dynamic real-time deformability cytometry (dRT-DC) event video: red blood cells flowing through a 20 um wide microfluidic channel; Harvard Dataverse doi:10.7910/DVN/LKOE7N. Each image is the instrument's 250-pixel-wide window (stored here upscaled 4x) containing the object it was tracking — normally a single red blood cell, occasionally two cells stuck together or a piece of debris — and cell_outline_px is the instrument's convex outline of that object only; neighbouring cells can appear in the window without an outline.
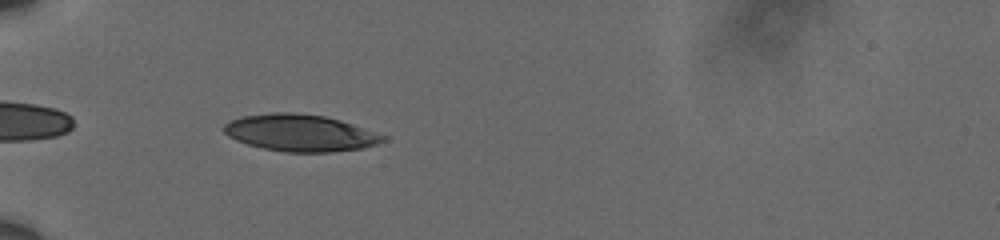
{"species": "human", "species_latin": "Homo sapiens", "temperature_condition": "cold", "stored_images_in_passage": 41, "camera_frame_rate_fps": 3000, "um_per_image_px": 0.085, "donor": {"sex": "male"}, "frame": {"image": 1, "passage_image": 3, "time_ms": 0.667, "image_size_px": [1000, 240], "cell_outline_px": [[388, 136], [384, 140], [376, 144], [360, 148], [328, 152], [284, 152], [264, 148], [248, 144], [236, 140], [228, 136], [224, 132], [224, 124], [228, 120], [240, 116], [272, 112], [296, 112], [324, 116], [340, 120]], "centroid_in_image_um": [25.47, 11.28], "position_along_channel_um": 59.5, "area_um2": 34.16}}
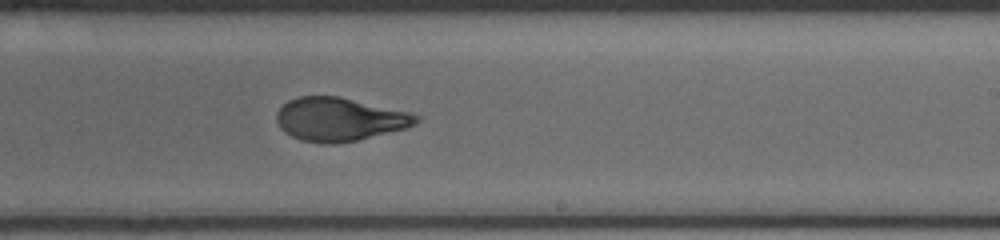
{"frame": {"image": 2, "passage_image": 21, "time_ms": 6.667, "image_size_px": [1000, 240], "cell_outline_px": [[420, 120], [408, 128], [356, 140], [336, 144], [324, 144], [300, 140], [284, 132], [280, 128], [276, 120], [276, 112], [288, 100], [300, 96], [340, 96], [408, 112], [420, 116]], "centroid_in_image_um": [28.83, 10.14], "position_along_channel_um": 260.2, "area_um2": 35.37}}
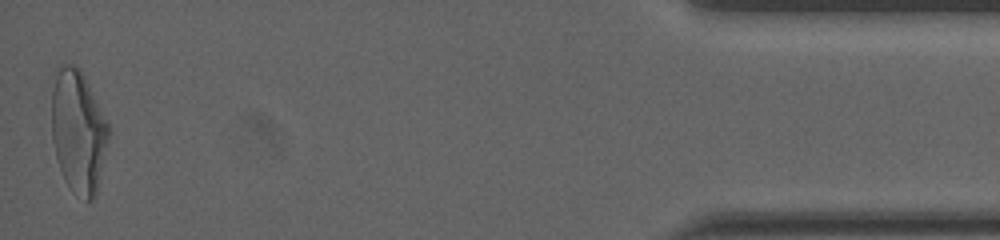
{"frame": {"image": 3, "passage_image": 41, "time_ms": 13.333, "image_size_px": [1000, 240], "cell_outline_px": [[108, 136], [96, 196], [92, 200], [84, 200], [72, 192], [64, 180], [56, 156], [52, 140], [52, 92], [56, 76], [60, 64], [72, 64], [80, 68], [108, 124]], "centroid_in_image_um": [6.63, 11.2], "position_along_channel_um": 428.6, "area_um2": 40.17}, "authors_computed_cell_mechanics": {"area_um2": 35.258, "velocity_mm_per_s": 3.6067, "shape_relaxation_time_tau1_ms": 4.4758, "shape_relaxation_time_tau2_ms": 1.1088, "deformation_change_tau1": 0.1749, "deformation_change_tau2": 0.063}}